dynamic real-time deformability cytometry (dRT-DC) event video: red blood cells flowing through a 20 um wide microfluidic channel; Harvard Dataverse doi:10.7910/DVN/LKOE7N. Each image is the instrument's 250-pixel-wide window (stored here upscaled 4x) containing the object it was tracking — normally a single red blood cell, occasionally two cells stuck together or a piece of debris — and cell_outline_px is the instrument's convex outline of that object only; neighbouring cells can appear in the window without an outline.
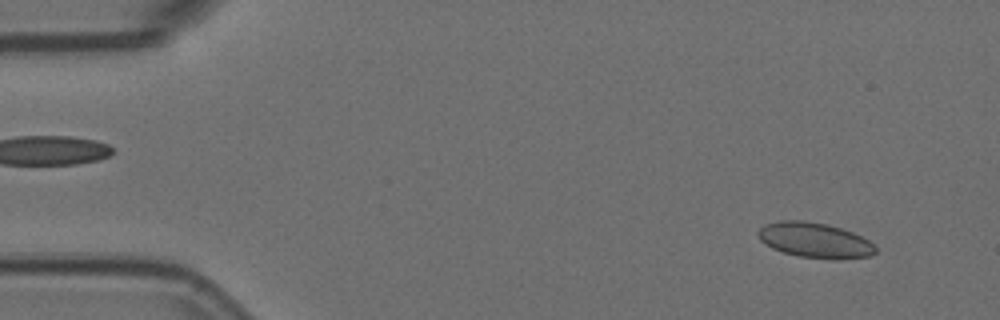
{"species": "Egyptian fruit bat (a non-hibernating species)", "species_latin": "Rousettus aegyptiacus", "temperature_condition": "room temperature", "stored_images_in_passage": 14, "camera_frame_rate_fps": 3000, "um_per_image_px": 0.085, "animal": {"sex": "female"}, "frame": {"image": 1, "passage_image": 4, "time_ms": 1.0, "image_size_px": [1000, 320], "cell_outline_px": [[876, 252], [872, 256], [836, 260], [800, 256], [784, 252], [772, 248], [760, 240], [756, 232], [764, 224], [780, 220], [804, 220], [828, 224], [852, 232], [868, 240], [876, 248]], "centroid_in_image_um": [69.25, 20.41], "position_along_channel_um": 15.7, "area_um2": 24.16}}